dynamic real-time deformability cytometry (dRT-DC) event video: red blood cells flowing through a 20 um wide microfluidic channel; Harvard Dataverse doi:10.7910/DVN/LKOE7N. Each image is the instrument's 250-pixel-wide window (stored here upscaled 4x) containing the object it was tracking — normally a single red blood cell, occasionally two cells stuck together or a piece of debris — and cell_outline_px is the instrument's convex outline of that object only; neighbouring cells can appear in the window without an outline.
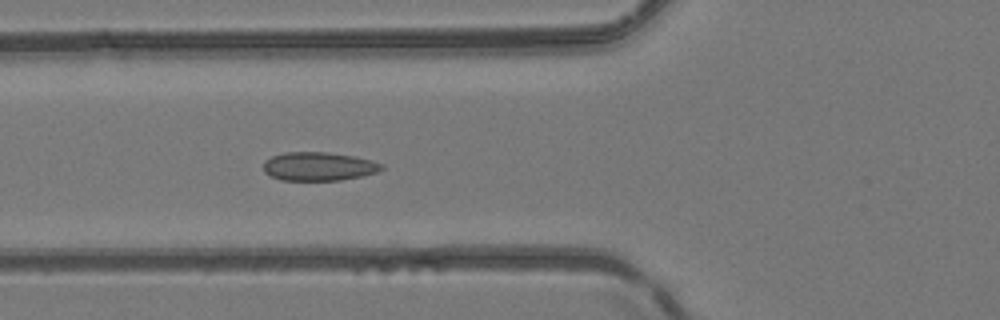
{"species": "common noctule bat (a hibernating species)", "species_latin": "Nyctalus noctula", "temperature_condition": "room temperature", "stored_images_in_passage": 6, "camera_frame_rate_fps": 3000, "um_per_image_px": 0.085, "animal": {"sex": "female", "body_mass_g": 24.6, "forearm_length_mm": 56.2}, "frame": {"image": 1, "passage_image": 6, "time_ms": 7.333, "image_size_px": [1000, 320], "cell_outline_px": [[384, 168], [376, 172], [360, 176], [340, 180], [280, 180], [264, 172], [264, 160], [272, 156], [284, 152], [328, 152], [356, 156], [372, 160], [384, 164]], "centroid_in_image_um": [27.09, 14.13], "position_along_channel_um": 98.7, "area_um2": 19.77}}